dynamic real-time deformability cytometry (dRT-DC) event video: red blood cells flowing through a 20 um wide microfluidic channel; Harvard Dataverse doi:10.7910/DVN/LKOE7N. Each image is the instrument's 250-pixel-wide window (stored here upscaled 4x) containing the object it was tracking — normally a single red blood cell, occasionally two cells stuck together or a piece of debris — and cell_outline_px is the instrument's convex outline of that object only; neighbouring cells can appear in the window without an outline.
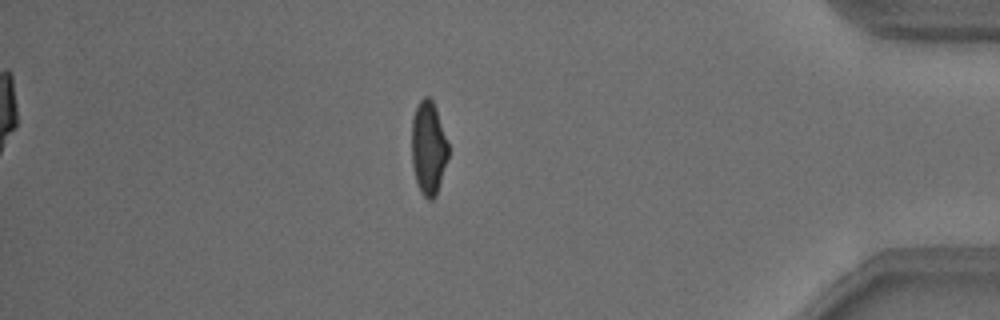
{"species": "common noctule bat (a hibernating species)", "species_latin": "Nyctalus noctula", "temperature_condition": "warm", "stored_images_in_passage": 38, "camera_frame_rate_fps": 3000, "um_per_image_px": 0.085, "animal": {"sex": "male", "body_mass_g": 18.8}, "frame": {"image": 1, "passage_image": 38, "time_ms": 12.333, "image_size_px": [1000, 320], "cell_outline_px": [[448, 156], [436, 196], [432, 200], [428, 200], [420, 192], [416, 180], [412, 164], [412, 120], [416, 108], [420, 100], [424, 96], [428, 96], [432, 100], [436, 108], [448, 144]], "centroid_in_image_um": [36.41, 12.59], "position_along_channel_um": 398.8, "area_um2": 19.77}}